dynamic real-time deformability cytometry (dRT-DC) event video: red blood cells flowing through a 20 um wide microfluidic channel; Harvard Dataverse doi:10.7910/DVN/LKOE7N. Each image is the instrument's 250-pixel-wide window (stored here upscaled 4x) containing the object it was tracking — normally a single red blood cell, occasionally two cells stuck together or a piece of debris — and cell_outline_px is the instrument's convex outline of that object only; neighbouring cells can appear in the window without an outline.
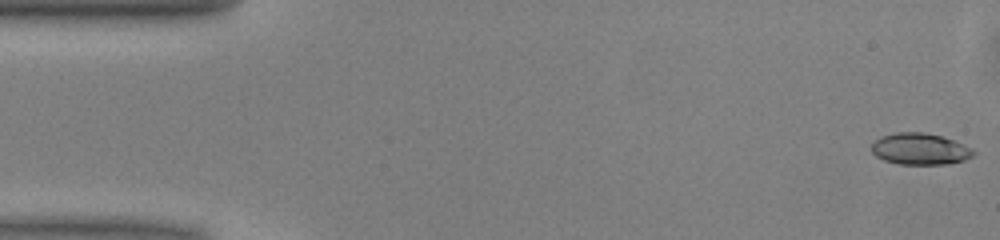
{"species": "common noctule bat (a hibernating species)", "species_latin": "Nyctalus noctula", "temperature_condition": "warm", "stored_images_in_passage": 50, "camera_frame_rate_fps": 3000, "um_per_image_px": 0.085, "animal": {"sex": "male", "body_mass_g": 13.0, "forearm_length_mm": 53.1}, "frame": {"image": 1, "passage_image": 1, "time_ms": 0.0, "image_size_px": [1000, 240], "cell_outline_px": [[976, 152], [972, 156], [964, 160], [948, 164], [896, 164], [884, 160], [876, 156], [872, 152], [872, 144], [880, 136], [896, 132], [924, 132], [940, 136], [952, 140], [972, 148]], "centroid_in_image_um": [78.18, 12.66], "position_along_channel_um": 6.8, "area_um2": 18.67}}
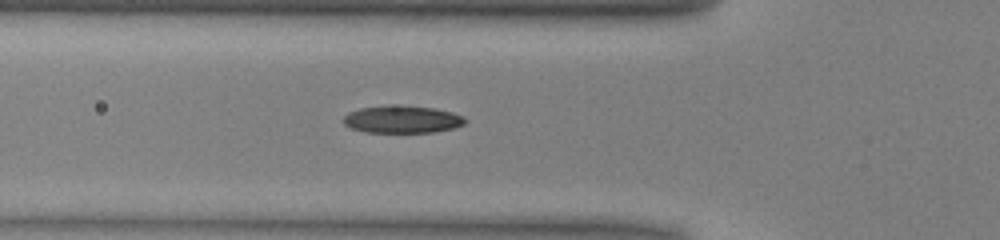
{"frame": {"image": 2, "passage_image": 17, "time_ms": 5.333, "image_size_px": [1000, 240], "cell_outline_px": [[468, 120], [464, 124], [452, 128], [432, 132], [364, 132], [352, 128], [344, 124], [344, 116], [348, 112], [360, 108], [388, 104], [432, 108], [452, 112], [464, 116]], "centroid_in_image_um": [34.18, 10.13], "position_along_channel_um": 91.6, "area_um2": 19.48}}
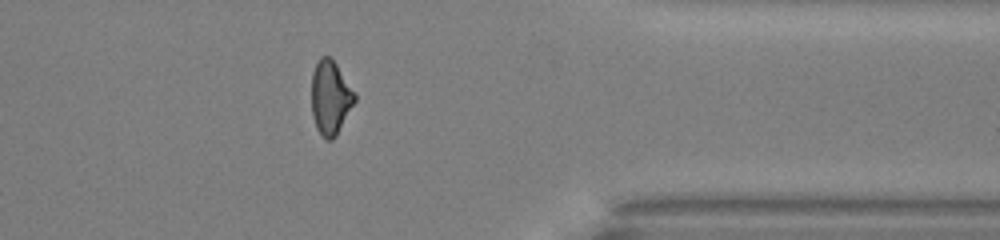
{"frame": {"image": 3, "passage_image": 40, "time_ms": 13.0, "image_size_px": [1000, 240], "cell_outline_px": [[356, 100], [336, 136], [332, 140], [328, 140], [316, 128], [312, 116], [312, 72], [320, 56], [328, 56], [336, 64], [356, 92]], "centroid_in_image_um": [28.09, 8.28], "position_along_channel_um": 383.3, "area_um2": 18.55}, "authors_computed_cell_mechanics": {"area_um2": 18.9873, "velocity_mm_per_s": 4.0474, "shape_relaxation_time_tau1_ms": 5.5029, "shape_relaxation_time_tau2_ms": 3.3315, "deformation_change_tau1": 0.1647, "deformation_change_tau2": 0.1056}}